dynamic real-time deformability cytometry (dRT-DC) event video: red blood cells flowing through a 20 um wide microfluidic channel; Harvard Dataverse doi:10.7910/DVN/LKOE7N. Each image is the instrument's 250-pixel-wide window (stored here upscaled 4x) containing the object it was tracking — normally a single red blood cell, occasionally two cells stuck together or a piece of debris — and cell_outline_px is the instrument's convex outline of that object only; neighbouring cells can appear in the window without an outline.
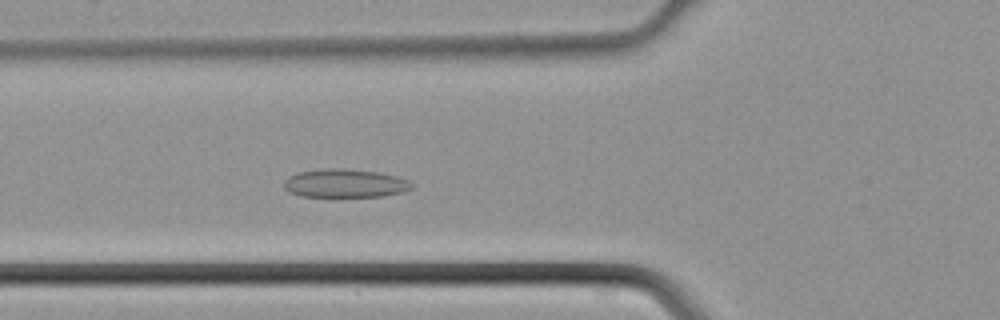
{"species": "common noctule bat (a hibernating species)", "species_latin": "Nyctalus noctula", "temperature_condition": "cold", "stored_images_in_passage": 42, "camera_frame_rate_fps": 3000, "um_per_image_px": 0.085, "animal": {"sex": "male", "body_mass_g": 21.5, "forearm_length_mm": 52.0}, "frame": {"image": 1, "passage_image": 13, "time_ms": 4.0, "image_size_px": [1000, 320], "cell_outline_px": [[412, 188], [404, 192], [380, 196], [300, 196], [288, 192], [284, 188], [284, 180], [288, 176], [300, 172], [324, 168], [340, 168], [376, 172], [396, 176], [408, 180], [412, 184]], "centroid_in_image_um": [29.29, 15.58], "position_along_channel_um": 96.5, "area_um2": 21.04}}
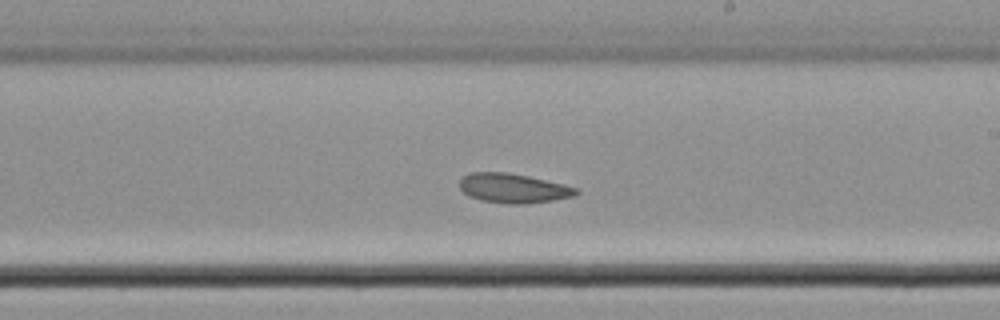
{"frame": {"image": 2, "passage_image": 23, "time_ms": 7.333, "image_size_px": [1000, 320], "cell_outline_px": [[580, 192], [576, 196], [552, 200], [524, 204], [508, 204], [480, 200], [468, 196], [460, 188], [460, 180], [464, 176], [472, 172], [508, 172], [528, 176], [564, 184], [580, 188]], "centroid_in_image_um": [43.67, 16.0], "position_along_channel_um": 245.3, "area_um2": 20.11}}
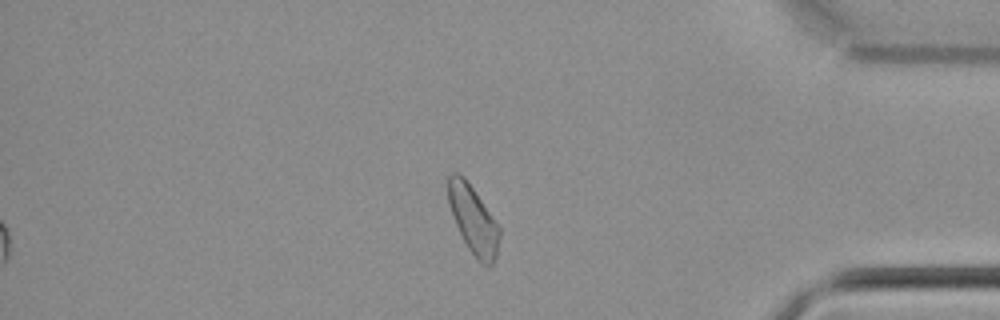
{"frame": {"image": 3, "passage_image": 35, "time_ms": 11.333, "image_size_px": [1000, 320], "cell_outline_px": [[500, 236], [496, 256], [492, 264], [484, 264], [468, 248], [456, 224], [448, 200], [448, 176], [452, 172], [460, 172], [464, 176], [500, 228]], "centroid_in_image_um": [40.22, 18.63], "position_along_channel_um": 395.0, "area_um2": 19.65}}